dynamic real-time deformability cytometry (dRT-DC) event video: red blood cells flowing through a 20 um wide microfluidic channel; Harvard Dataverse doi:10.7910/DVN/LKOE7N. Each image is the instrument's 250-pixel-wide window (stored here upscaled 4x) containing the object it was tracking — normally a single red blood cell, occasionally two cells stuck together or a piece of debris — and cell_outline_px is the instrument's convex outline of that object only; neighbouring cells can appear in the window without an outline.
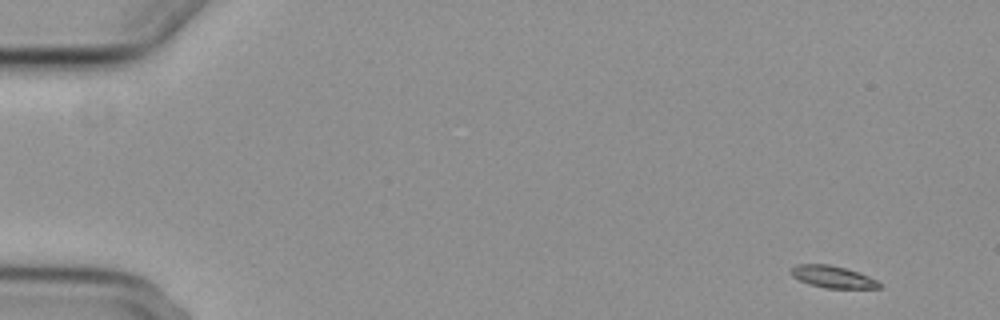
{"species": "common noctule bat (a hibernating species)", "species_latin": "Nyctalus noctula", "temperature_condition": "cold", "stored_images_in_passage": 6, "camera_frame_rate_fps": 3000, "um_per_image_px": 0.085, "animal": {"sex": "female", "body_mass_g": 29.2, "forearm_length_mm": 56.3}, "frame": {"image": 1, "passage_image": 1, "time_ms": 0.0, "image_size_px": [1000, 320], "cell_outline_px": [[880, 288], [828, 288], [812, 284], [800, 280], [792, 276], [788, 272], [788, 268], [796, 264], [828, 264], [844, 268], [868, 276], [876, 280], [880, 284]], "centroid_in_image_um": [70.7, 23.51], "position_along_channel_um": 14.3, "area_um2": 11.16}}
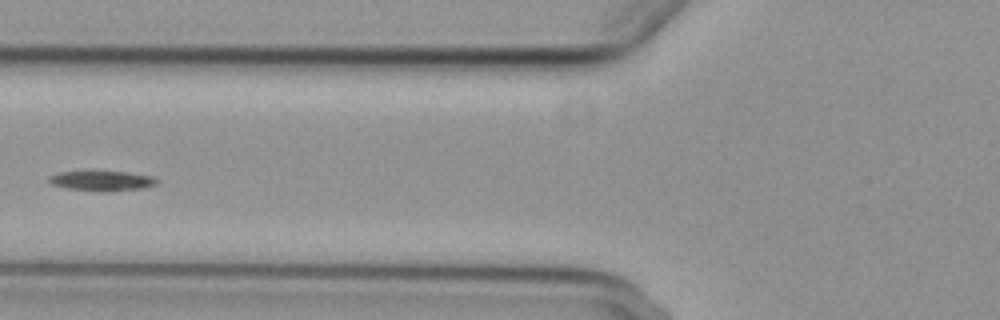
{"frame": {"image": 2, "passage_image": 5, "time_ms": 6.333, "image_size_px": [1000, 320], "cell_outline_px": [[160, 180], [156, 184], [144, 188], [104, 192], [100, 192], [68, 188], [52, 184], [48, 180], [48, 176], [56, 172], [92, 168], [128, 172], [152, 176]], "centroid_in_image_um": [8.62, 15.31], "position_along_channel_um": 117.2, "area_um2": 13.58}}
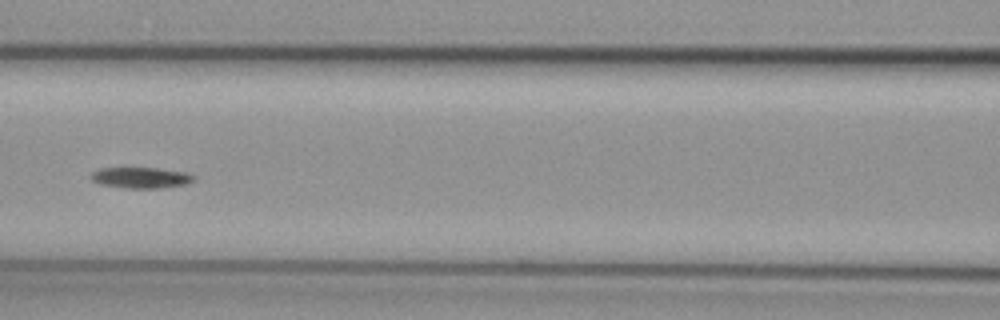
{"frame": {"image": 3, "passage_image": 6, "time_ms": 7.333, "image_size_px": [1000, 320], "cell_outline_px": [[196, 180], [188, 184], [156, 188], [124, 188], [100, 184], [92, 180], [88, 176], [92, 172], [100, 168], [156, 168], [184, 172], [196, 176]], "centroid_in_image_um": [11.97, 15.1], "position_along_channel_um": 154.6, "area_um2": 12.6}}